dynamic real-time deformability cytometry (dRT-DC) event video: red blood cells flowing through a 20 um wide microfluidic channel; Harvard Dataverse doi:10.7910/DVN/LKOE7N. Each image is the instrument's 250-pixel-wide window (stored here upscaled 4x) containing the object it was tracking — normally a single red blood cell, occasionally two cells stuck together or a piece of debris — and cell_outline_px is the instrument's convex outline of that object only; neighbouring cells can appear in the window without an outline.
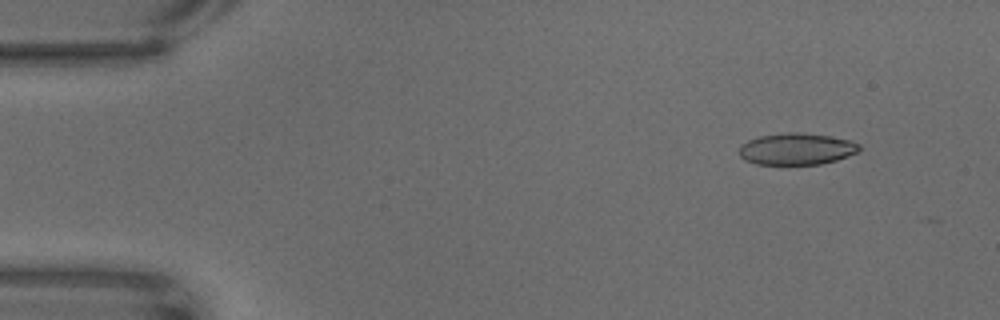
{"species": "common noctule bat (a hibernating species)", "species_latin": "Nyctalus noctula", "temperature_condition": "warm", "stored_images_in_passage": 19, "camera_frame_rate_fps": 3000, "um_per_image_px": 0.085, "animal": {"sex": "male", "body_mass_g": 18.8}, "frame": {"image": 1, "passage_image": 6, "time_ms": 1.667, "image_size_px": [1000, 320], "cell_outline_px": [[860, 148], [856, 152], [848, 156], [836, 160], [820, 164], [756, 164], [744, 160], [740, 156], [740, 144], [748, 140], [760, 136], [788, 132], [800, 132], [832, 136], [852, 140], [860, 144]], "centroid_in_image_um": [67.72, 12.65], "position_along_channel_um": 17.3, "area_um2": 22.25}}
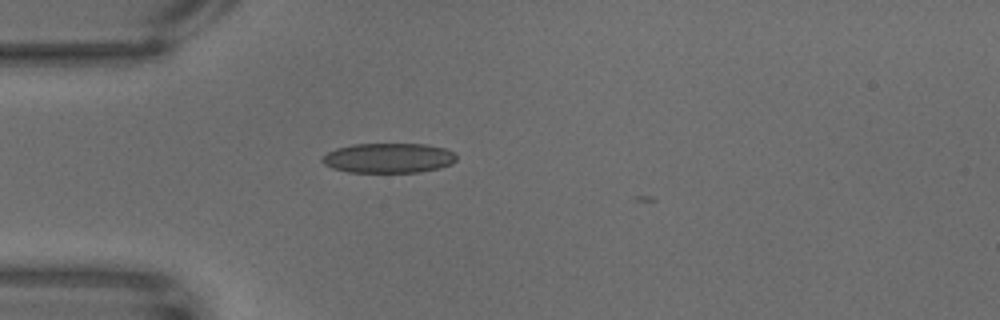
{"frame": {"image": 2, "passage_image": 18, "time_ms": 5.667, "image_size_px": [1000, 320], "cell_outline_px": [[456, 160], [452, 164], [440, 168], [420, 172], [348, 172], [332, 168], [324, 164], [320, 160], [328, 152], [336, 148], [352, 144], [428, 144], [444, 148], [456, 152]], "centroid_in_image_um": [33.05, 13.43], "position_along_channel_um": 51.9, "area_um2": 23.52}}